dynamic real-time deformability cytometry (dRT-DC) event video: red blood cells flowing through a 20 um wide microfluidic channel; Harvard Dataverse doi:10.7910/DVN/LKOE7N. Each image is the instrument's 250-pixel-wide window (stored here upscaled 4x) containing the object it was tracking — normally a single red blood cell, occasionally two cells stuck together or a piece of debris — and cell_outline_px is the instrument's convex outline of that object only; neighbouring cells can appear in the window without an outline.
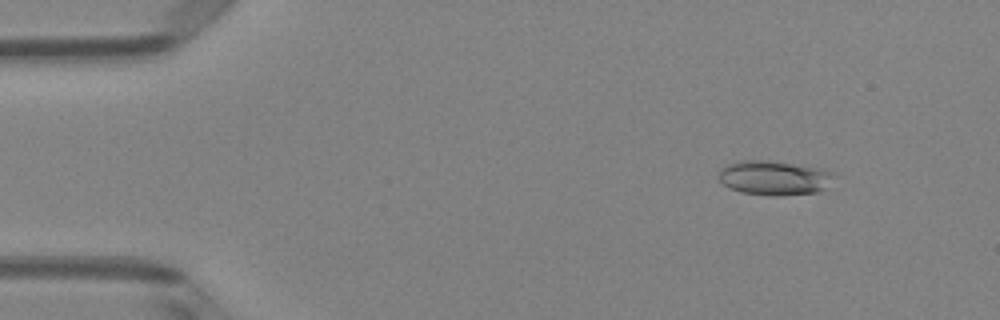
{"species": "Egyptian fruit bat (a non-hibernating species)", "species_latin": "Rousettus aegyptiacus", "temperature_condition": "room temperature", "stored_images_in_passage": 50, "camera_frame_rate_fps": 3000, "um_per_image_px": 0.085, "animal": {"sex": "female"}, "frame": {"image": 1, "passage_image": 6, "time_ms": 1.667, "image_size_px": [1000, 320], "cell_outline_px": [[836, 176], [828, 188], [816, 192], [780, 196], [772, 196], [740, 192], [728, 188], [720, 180], [720, 168], [728, 164], [740, 160], [764, 160], [820, 168], [836, 172]], "centroid_in_image_um": [65.85, 15.13], "position_along_channel_um": 19.1, "area_um2": 23.35}}
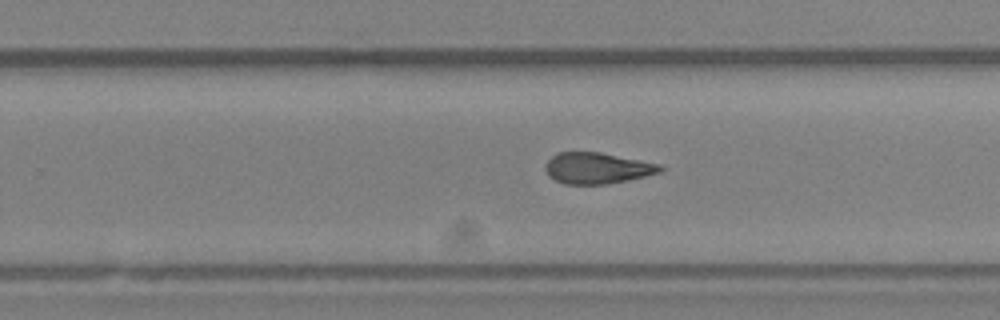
{"frame": {"image": 2, "passage_image": 32, "time_ms": 10.333, "image_size_px": [1000, 320], "cell_outline_px": [[664, 168], [660, 172], [628, 180], [608, 184], [564, 184], [548, 176], [544, 168], [544, 164], [556, 152], [600, 152], [660, 164]], "centroid_in_image_um": [50.72, 14.29], "position_along_channel_um": 279.1, "area_um2": 20.87}}
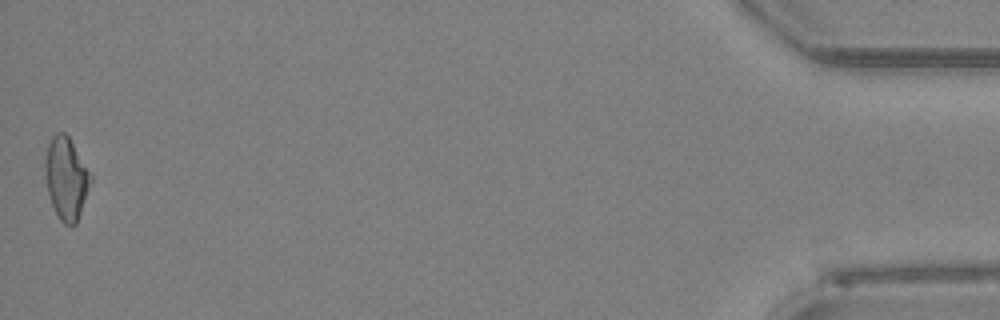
{"frame": {"image": 3, "passage_image": 50, "time_ms": 16.333, "image_size_px": [1000, 320], "cell_outline_px": [[92, 180], [76, 224], [64, 224], [60, 220], [52, 204], [48, 192], [44, 172], [44, 160], [48, 144], [52, 136], [56, 132], [64, 132], [68, 136], [92, 172]], "centroid_in_image_um": [5.63, 15.11], "position_along_channel_um": 429.6, "area_um2": 21.91}, "authors_computed_cell_mechanics": {"area_um2": 21.7328, "velocity_mm_per_s": 4.0742, "shape_relaxation_time_tau1_ms": null, "shape_relaxation_time_tau2_ms": 4.3324, "deformation_change_tau1": null, "deformation_change_tau2": 0.1446}}